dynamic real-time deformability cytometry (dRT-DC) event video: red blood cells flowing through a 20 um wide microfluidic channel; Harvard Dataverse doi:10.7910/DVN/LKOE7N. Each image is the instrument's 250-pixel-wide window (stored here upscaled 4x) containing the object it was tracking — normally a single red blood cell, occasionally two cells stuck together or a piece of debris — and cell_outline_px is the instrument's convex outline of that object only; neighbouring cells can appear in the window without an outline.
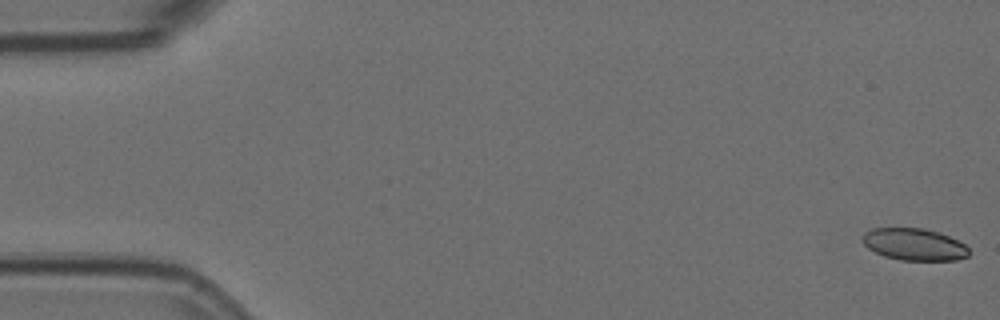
{"species": "Egyptian fruit bat (a non-hibernating species)", "species_latin": "Rousettus aegyptiacus", "temperature_condition": "room temperature", "stored_images_in_passage": 10, "camera_frame_rate_fps": 3000, "um_per_image_px": 0.085, "animal": {"sex": "female"}, "frame": {"image": 1, "passage_image": 1, "time_ms": 0.0, "image_size_px": [1000, 320], "cell_outline_px": [[968, 256], [956, 260], [900, 260], [884, 256], [868, 248], [864, 244], [864, 232], [872, 228], [924, 228], [940, 232], [964, 244], [968, 248]], "centroid_in_image_um": [77.71, 20.77], "position_along_channel_um": 7.3, "area_um2": 19.71}}
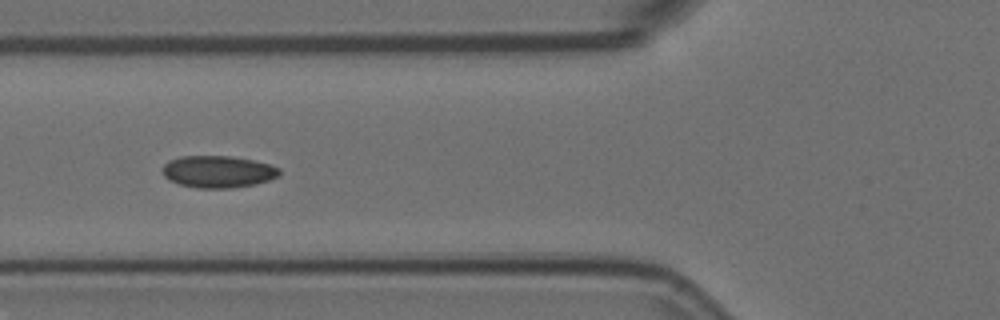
{"frame": {"image": 2, "passage_image": 6, "time_ms": 1.667, "image_size_px": [1000, 320], "cell_outline_px": [[280, 176], [256, 184], [232, 188], [196, 188], [180, 184], [168, 180], [164, 176], [160, 168], [168, 160], [180, 156], [228, 156], [252, 160], [268, 164], [280, 168]], "centroid_in_image_um": [18.49, 14.59], "position_along_channel_um": 107.3, "area_um2": 21.96}}
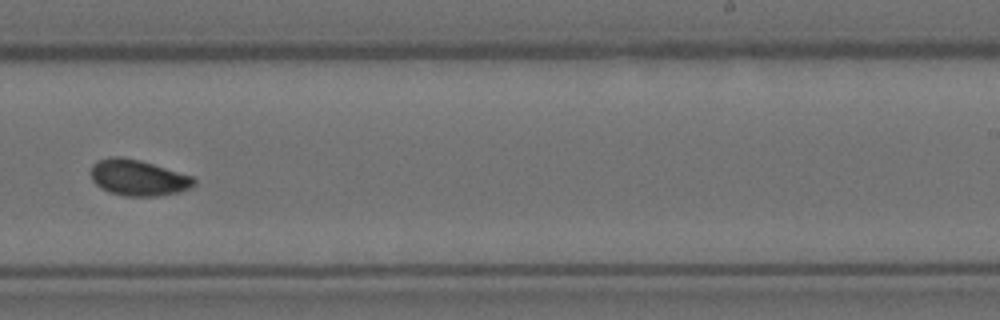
{"frame": {"image": 3, "passage_image": 10, "time_ms": 3.0, "image_size_px": [1000, 320], "cell_outline_px": [[196, 184], [180, 192], [156, 196], [124, 196], [108, 192], [100, 188], [92, 180], [88, 172], [92, 164], [100, 160], [112, 156], [120, 156], [140, 160], [192, 176], [196, 180]], "centroid_in_image_um": [11.7, 15.11], "position_along_channel_um": 277.3, "area_um2": 21.79}}